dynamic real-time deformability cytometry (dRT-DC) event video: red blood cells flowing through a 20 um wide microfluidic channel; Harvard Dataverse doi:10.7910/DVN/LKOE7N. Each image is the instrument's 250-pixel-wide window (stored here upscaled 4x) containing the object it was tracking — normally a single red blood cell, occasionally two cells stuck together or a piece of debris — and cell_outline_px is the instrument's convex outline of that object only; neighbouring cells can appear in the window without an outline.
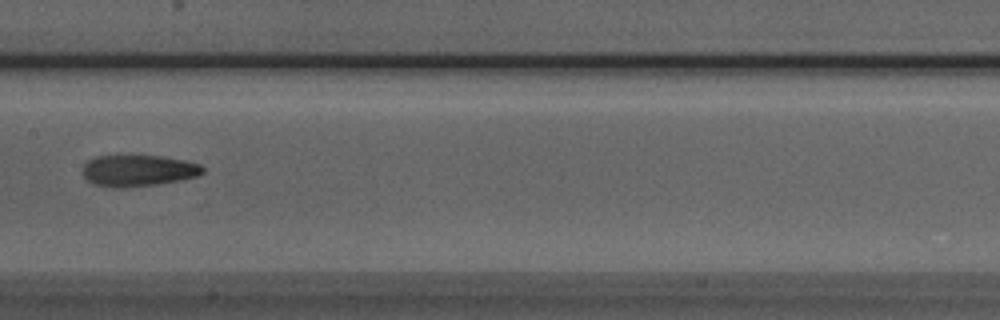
{"species": "Egyptian fruit bat (a non-hibernating species)", "species_latin": "Rousettus aegyptiacus", "temperature_condition": "room temperature", "stored_images_in_passage": 8, "camera_frame_rate_fps": 3000, "um_per_image_px": 0.085, "animal": {"sex": "male"}, "frame": {"image": 1, "passage_image": 8, "time_ms": 8.0, "image_size_px": [1000, 320], "cell_outline_px": [[204, 172], [196, 176], [180, 180], [160, 184], [124, 188], [112, 188], [96, 184], [88, 180], [84, 176], [84, 164], [88, 160], [96, 156], [120, 152], [160, 156], [184, 160], [200, 164], [204, 168]], "centroid_in_image_um": [11.72, 14.45], "position_along_channel_um": 195.7, "area_um2": 22.83}}